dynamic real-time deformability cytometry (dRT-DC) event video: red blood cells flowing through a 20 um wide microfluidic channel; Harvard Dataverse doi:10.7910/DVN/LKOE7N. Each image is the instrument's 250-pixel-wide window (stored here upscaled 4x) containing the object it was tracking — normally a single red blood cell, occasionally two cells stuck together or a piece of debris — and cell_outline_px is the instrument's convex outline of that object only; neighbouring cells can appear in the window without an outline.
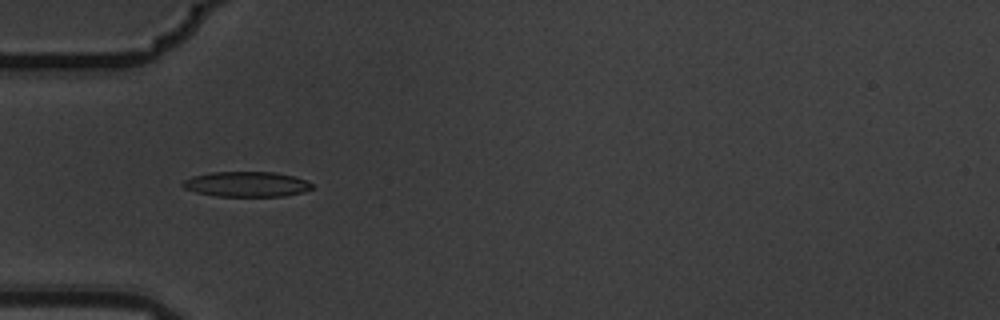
{"species": "common noctule bat (a hibernating species)", "species_latin": "Nyctalus noctula", "temperature_condition": "warm", "stored_images_in_passage": 1, "camera_frame_rate_fps": 3000, "um_per_image_px": 0.085, "animal": {"sex": "male", "body_mass_g": 19.5, "forearm_length_mm": 54.6}, "frame": {"image": 1, "passage_image": 1, "time_ms": 0.0, "image_size_px": [1000, 320], "cell_outline_px": [[312, 188], [304, 192], [284, 196], [216, 196], [196, 192], [184, 188], [180, 184], [184, 180], [192, 176], [212, 172], [276, 172], [308, 180], [312, 184]], "centroid_in_image_um": [20.96, 15.65], "position_along_channel_um": 64.0, "area_um2": 19.02}}